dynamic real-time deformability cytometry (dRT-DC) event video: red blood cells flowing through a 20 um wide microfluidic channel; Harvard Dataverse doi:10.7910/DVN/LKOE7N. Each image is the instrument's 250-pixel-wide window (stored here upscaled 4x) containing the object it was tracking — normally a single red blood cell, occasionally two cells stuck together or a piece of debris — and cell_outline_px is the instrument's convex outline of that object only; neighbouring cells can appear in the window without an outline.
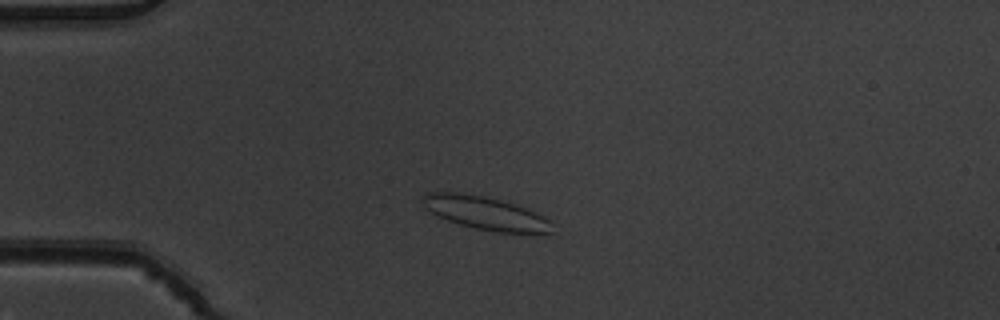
{"species": "common noctule bat (a hibernating species)", "species_latin": "Nyctalus noctula", "temperature_condition": "warm", "stored_images_in_passage": 7, "camera_frame_rate_fps": 3000, "um_per_image_px": 0.085, "animal": {"sex": "male", "body_mass_g": 19.5, "forearm_length_mm": 54.6}, "frame": {"image": 1, "passage_image": 3, "time_ms": 0.667, "image_size_px": [1000, 320], "cell_outline_px": [[552, 232], [536, 236], [496, 232], [476, 228], [460, 224], [448, 220], [424, 208], [420, 200], [420, 196], [424, 192], [456, 192], [484, 196], [516, 204], [536, 212], [548, 220]], "centroid_in_image_um": [41.28, 18.13], "position_along_channel_um": 43.7, "area_um2": 25.49}}
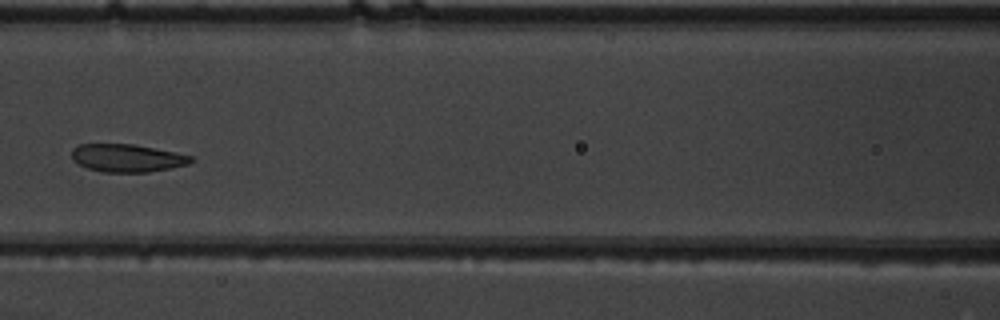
{"frame": {"image": 2, "passage_image": 6, "time_ms": 1.667, "image_size_px": [1000, 320], "cell_outline_px": [[196, 160], [188, 164], [148, 172], [104, 172], [88, 168], [72, 160], [72, 148], [76, 144], [132, 144], [176, 152], [192, 156]], "centroid_in_image_um": [10.8, 13.42], "position_along_channel_um": 155.8, "area_um2": 19.31}}
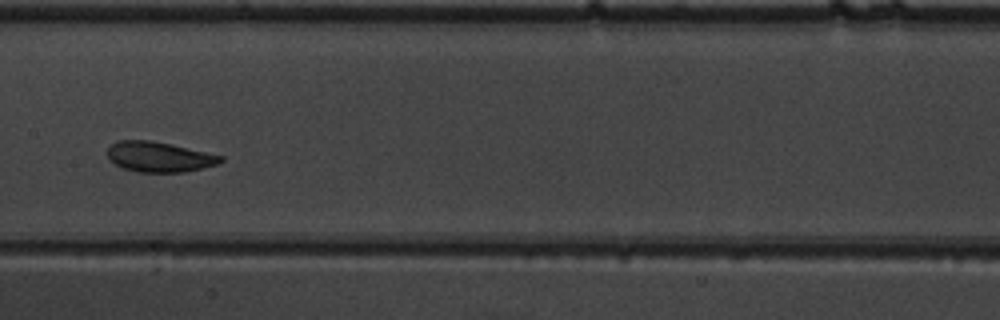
{"frame": {"image": 3, "passage_image": 7, "time_ms": 2.0, "image_size_px": [1000, 320], "cell_outline_px": [[224, 160], [216, 164], [184, 172], [136, 172], [124, 168], [116, 164], [108, 156], [108, 148], [116, 140], [148, 140], [172, 144], [224, 156]], "centroid_in_image_um": [13.54, 13.32], "position_along_channel_um": 193.9, "area_um2": 19.77}}